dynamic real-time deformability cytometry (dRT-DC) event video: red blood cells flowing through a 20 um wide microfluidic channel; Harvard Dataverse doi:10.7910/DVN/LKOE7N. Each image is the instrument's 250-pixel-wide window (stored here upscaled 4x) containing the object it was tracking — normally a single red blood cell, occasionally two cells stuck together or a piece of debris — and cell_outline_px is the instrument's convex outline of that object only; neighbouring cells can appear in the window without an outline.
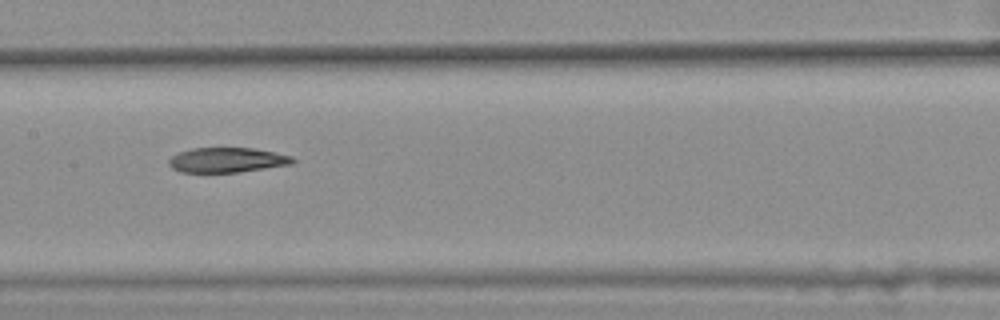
{"species": "common noctule bat (a hibernating species)", "species_latin": "Nyctalus noctula", "temperature_condition": "warm", "stored_images_in_passage": 13, "camera_frame_rate_fps": 3000, "um_per_image_px": 0.085, "animal": {"sex": "female", "body_mass_g": 25.1}, "frame": {"image": 1, "passage_image": 10, "time_ms": 3.0, "image_size_px": [1000, 320], "cell_outline_px": [[296, 160], [292, 164], [240, 172], [180, 172], [172, 168], [168, 164], [168, 160], [172, 156], [180, 152], [192, 148], [252, 148], [292, 156]], "centroid_in_image_um": [19.29, 13.6], "position_along_channel_um": 188.1, "area_um2": 17.86}}
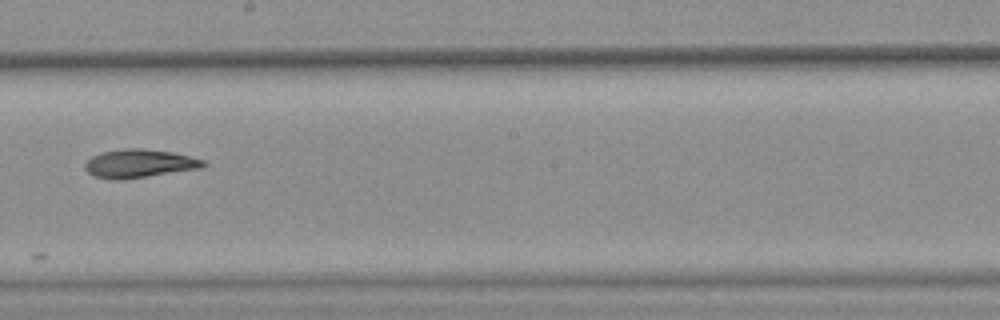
{"frame": {"image": 2, "passage_image": 11, "time_ms": 3.333, "image_size_px": [1000, 320], "cell_outline_px": [[208, 164], [200, 168], [116, 180], [112, 180], [92, 176], [84, 168], [84, 164], [92, 156], [100, 152], [128, 148], [144, 148], [172, 152], [204, 160]], "centroid_in_image_um": [11.79, 13.89], "position_along_channel_um": 236.4, "area_um2": 19.36}}